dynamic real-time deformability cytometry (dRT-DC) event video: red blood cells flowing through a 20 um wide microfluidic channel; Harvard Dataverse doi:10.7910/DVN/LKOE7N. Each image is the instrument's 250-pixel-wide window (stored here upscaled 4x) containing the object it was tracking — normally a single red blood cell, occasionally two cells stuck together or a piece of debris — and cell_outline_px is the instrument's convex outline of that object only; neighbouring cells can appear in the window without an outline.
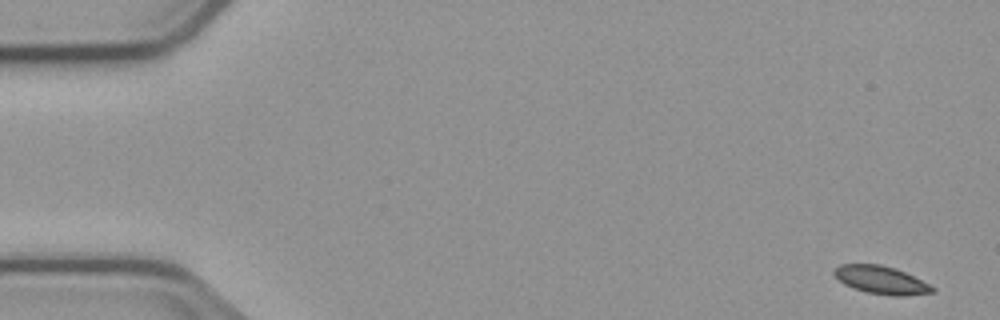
{"species": "common noctule bat (a hibernating species)", "species_latin": "Nyctalus noctula", "temperature_condition": "cold", "stored_images_in_passage": 4, "camera_frame_rate_fps": 3000, "um_per_image_px": 0.085, "animal": {"sex": "male", "body_mass_g": 23.1, "forearm_length_mm": 52.7}, "frame": {"image": 1, "passage_image": 1, "time_ms": 0.0, "image_size_px": [1000, 320], "cell_outline_px": [[936, 292], [904, 296], [892, 296], [868, 292], [844, 284], [832, 272], [840, 264], [880, 264], [896, 268], [936, 288]], "centroid_in_image_um": [74.92, 23.8], "position_along_channel_um": 10.1, "area_um2": 15.78}}